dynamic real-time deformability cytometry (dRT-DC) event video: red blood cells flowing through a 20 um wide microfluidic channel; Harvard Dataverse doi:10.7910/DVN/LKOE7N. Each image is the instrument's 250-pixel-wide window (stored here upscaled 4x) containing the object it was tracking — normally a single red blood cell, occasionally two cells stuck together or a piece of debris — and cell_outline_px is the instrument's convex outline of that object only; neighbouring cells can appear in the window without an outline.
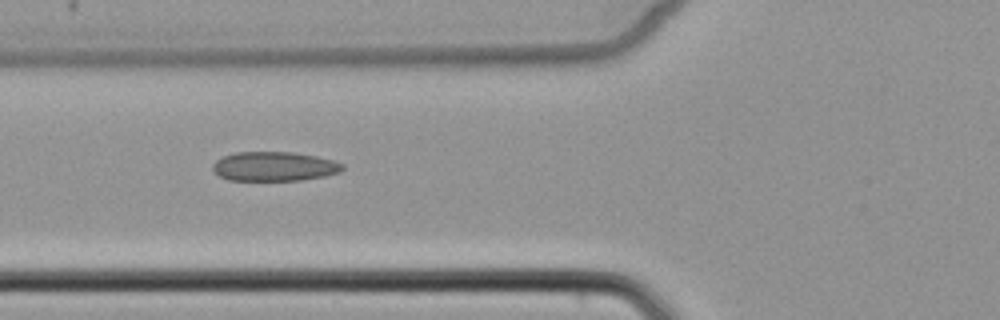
{"species": "common noctule bat (a hibernating species)", "species_latin": "Nyctalus noctula", "temperature_condition": "cold", "stored_images_in_passage": 5, "camera_frame_rate_fps": 3000, "um_per_image_px": 0.085, "animal": {"sex": "female", "body_mass_g": 22.7, "forearm_length_mm": 54.2}, "frame": {"image": 1, "passage_image": 4, "time_ms": 3.333, "image_size_px": [1000, 320], "cell_outline_px": [[344, 168], [340, 172], [324, 176], [300, 180], [228, 180], [220, 176], [212, 168], [212, 164], [216, 160], [224, 156], [236, 152], [292, 152], [316, 156], [336, 160], [344, 164]], "centroid_in_image_um": [23.34, 14.14], "position_along_channel_um": 102.5, "area_um2": 22.2}}
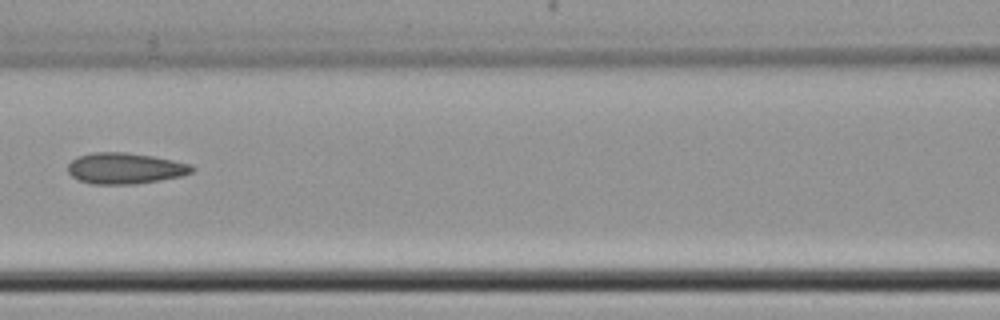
{"frame": {"image": 2, "passage_image": 5, "time_ms": 4.667, "image_size_px": [1000, 320], "cell_outline_px": [[196, 168], [192, 172], [180, 176], [160, 180], [136, 184], [92, 184], [80, 180], [72, 176], [68, 172], [68, 164], [72, 160], [80, 156], [92, 152], [124, 152], [152, 156], [192, 164]], "centroid_in_image_um": [10.65, 14.31], "position_along_channel_um": 156.0, "area_um2": 22.37}}